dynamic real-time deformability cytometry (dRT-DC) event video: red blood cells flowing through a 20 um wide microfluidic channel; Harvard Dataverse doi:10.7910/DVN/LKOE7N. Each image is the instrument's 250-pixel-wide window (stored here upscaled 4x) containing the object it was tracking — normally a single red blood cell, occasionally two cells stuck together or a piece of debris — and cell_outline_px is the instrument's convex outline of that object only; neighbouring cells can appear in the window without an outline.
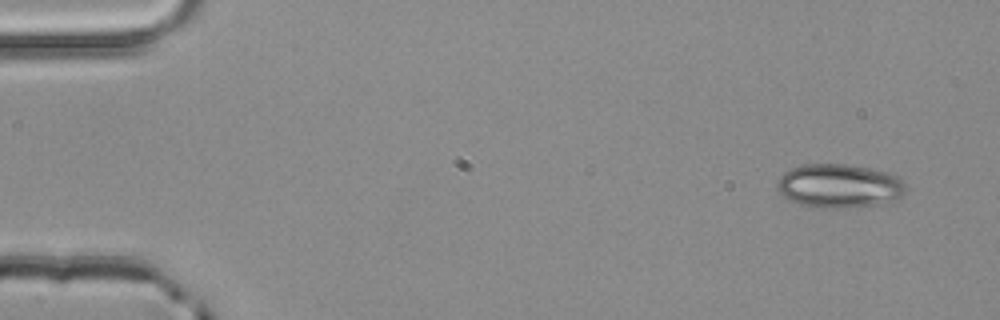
{"species": "common noctule bat (a hibernating species)", "species_latin": "Nyctalus noctula", "temperature_condition": "room temperature", "stored_images_in_passage": 3, "camera_frame_rate_fps": 3000, "um_per_image_px": 0.085, "animal": {"sex": "male", "body_mass_g": 20.4}, "frame": {"image": 1, "passage_image": 1, "time_ms": 0.0, "image_size_px": [1000, 320], "cell_outline_px": [[908, 188], [900, 196], [884, 204], [848, 208], [808, 208], [788, 200], [776, 188], [776, 184], [780, 176], [788, 168], [804, 164], [844, 164], [892, 172], [900, 176]], "centroid_in_image_um": [71.33, 15.81], "position_along_channel_um": 13.7, "area_um2": 33.64}}